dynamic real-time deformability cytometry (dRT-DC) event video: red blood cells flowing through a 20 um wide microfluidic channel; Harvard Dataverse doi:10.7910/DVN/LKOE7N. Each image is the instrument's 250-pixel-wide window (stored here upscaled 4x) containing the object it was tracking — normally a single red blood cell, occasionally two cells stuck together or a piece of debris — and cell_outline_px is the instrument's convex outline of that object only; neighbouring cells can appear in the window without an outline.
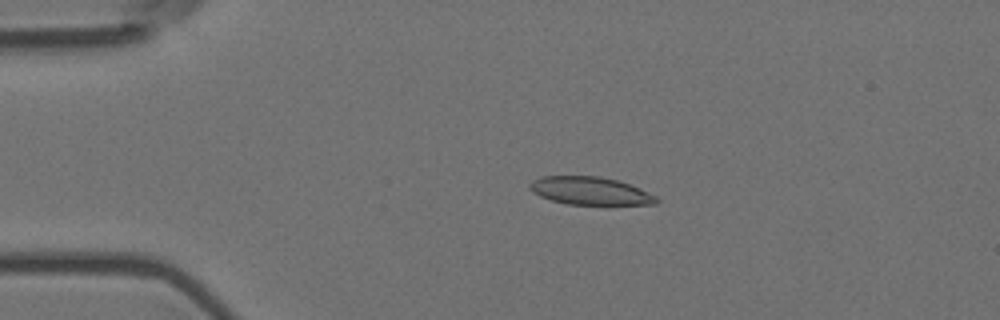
{"species": "Egyptian fruit bat (a non-hibernating species)", "species_latin": "Rousettus aegyptiacus", "temperature_condition": "room temperature", "stored_images_in_passage": 15, "camera_frame_rate_fps": 3000, "um_per_image_px": 0.085, "animal": {"sex": "female"}, "frame": {"image": 1, "passage_image": 4, "time_ms": 1.0, "image_size_px": [1000, 320], "cell_outline_px": [[660, 200], [656, 204], [608, 208], [568, 204], [552, 200], [540, 196], [532, 192], [528, 188], [528, 184], [532, 180], [540, 176], [600, 176], [620, 180], [656, 196]], "centroid_in_image_um": [50.23, 16.28], "position_along_channel_um": 34.8, "area_um2": 21.85}}
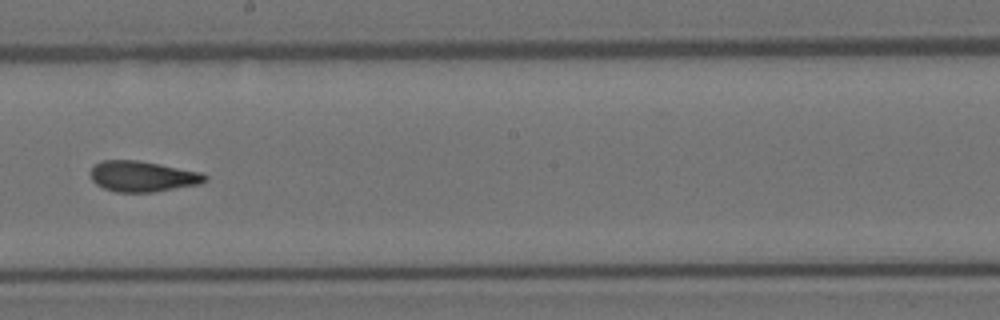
{"frame": {"image": 2, "passage_image": 9, "time_ms": 2.667, "image_size_px": [1000, 320], "cell_outline_px": [[208, 180], [200, 184], [152, 192], [116, 192], [104, 188], [96, 184], [92, 180], [88, 172], [100, 160], [136, 160], [160, 164], [204, 172], [208, 176]], "centroid_in_image_um": [12.14, 14.98], "position_along_channel_um": 236.1, "area_um2": 20.69}}
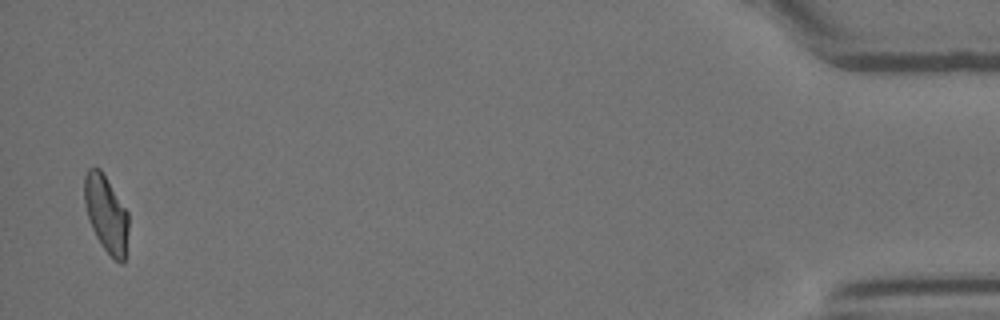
{"frame": {"image": 3, "passage_image": 15, "time_ms": 4.667, "image_size_px": [1000, 320], "cell_outline_px": [[128, 228], [124, 264], [120, 264], [100, 244], [88, 220], [84, 204], [84, 176], [88, 168], [100, 168], [128, 212]], "centroid_in_image_um": [9.01, 18.17], "position_along_channel_um": 426.2, "area_um2": 19.71}}